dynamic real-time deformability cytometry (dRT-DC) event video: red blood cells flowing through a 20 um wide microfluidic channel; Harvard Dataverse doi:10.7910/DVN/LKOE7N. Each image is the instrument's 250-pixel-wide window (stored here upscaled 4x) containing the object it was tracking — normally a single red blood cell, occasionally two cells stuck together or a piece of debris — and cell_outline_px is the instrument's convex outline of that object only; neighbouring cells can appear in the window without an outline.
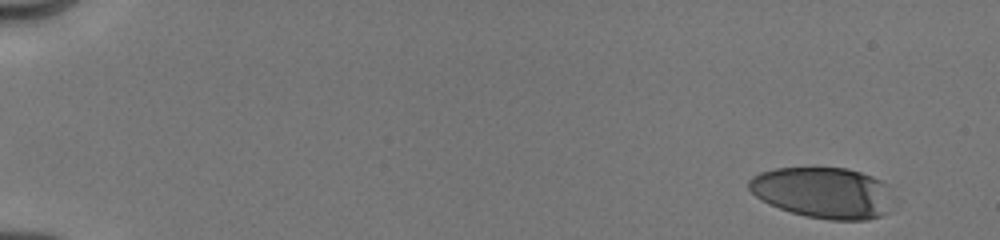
{"species": "human", "species_latin": "Homo sapiens", "temperature_condition": "cold", "stored_images_in_passage": 40, "camera_frame_rate_fps": 3000, "um_per_image_px": 0.085, "donor": {"sex": "male"}, "frame": {"image": 1, "passage_image": 1, "time_ms": 0.0, "image_size_px": [1000, 240], "cell_outline_px": [[888, 212], [880, 216], [868, 220], [828, 220], [804, 216], [780, 208], [756, 196], [748, 188], [748, 180], [752, 176], [760, 172], [776, 168], [848, 168], [872, 176], [888, 184]], "centroid_in_image_um": [69.95, 16.37], "position_along_channel_um": 15.1, "area_um2": 42.66}}
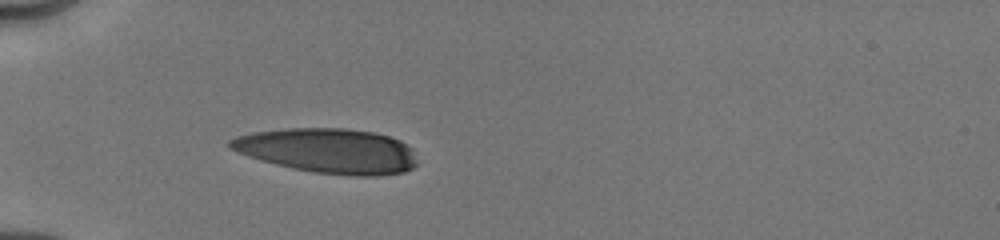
{"frame": {"image": 2, "passage_image": 29, "time_ms": 4.667, "image_size_px": [1000, 240], "cell_outline_px": [[416, 164], [412, 168], [404, 172], [376, 176], [356, 176], [312, 172], [292, 168], [260, 160], [236, 152], [228, 148], [228, 140], [236, 136], [252, 132], [288, 128], [344, 128], [372, 132], [388, 136], [400, 140], [408, 144], [412, 148]], "centroid_in_image_um": [27.87, 12.81], "position_along_channel_um": 57.1, "area_um2": 49.01}}
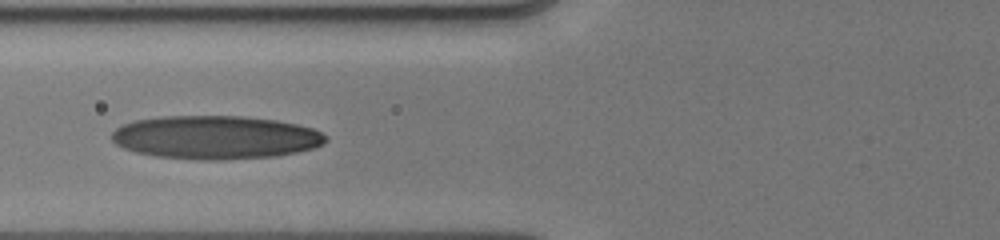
{"frame": {"image": 3, "passage_image": 39, "time_ms": 6.333, "image_size_px": [1000, 240], "cell_outline_px": [[328, 140], [324, 144], [316, 148], [276, 156], [224, 160], [204, 160], [156, 156], [136, 152], [124, 148], [116, 144], [112, 140], [112, 132], [116, 128], [132, 120], [160, 116], [244, 116], [276, 120], [296, 124], [312, 128], [328, 136]], "centroid_in_image_um": [18.33, 11.67], "position_along_channel_um": 107.5, "area_um2": 54.45}}